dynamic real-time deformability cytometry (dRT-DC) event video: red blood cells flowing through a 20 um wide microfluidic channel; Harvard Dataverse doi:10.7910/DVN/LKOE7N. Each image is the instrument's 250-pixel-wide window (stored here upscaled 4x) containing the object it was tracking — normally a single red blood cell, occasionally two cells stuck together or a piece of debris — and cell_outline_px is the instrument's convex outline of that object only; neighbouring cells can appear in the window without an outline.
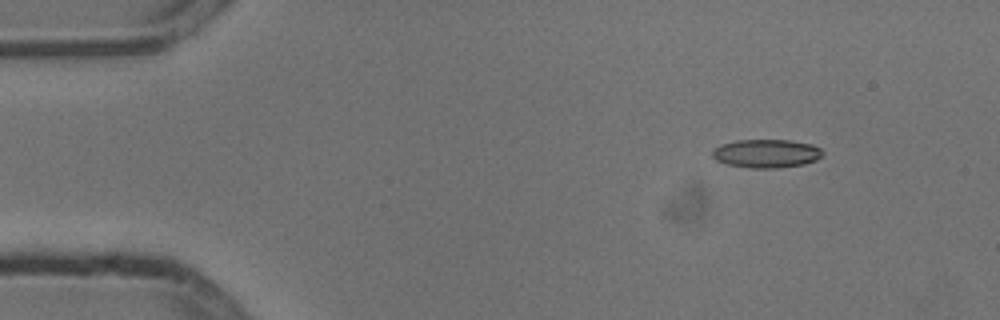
{"species": "common noctule bat (a hibernating species)", "species_latin": "Nyctalus noctula", "temperature_condition": "cold", "stored_images_in_passage": 8, "camera_frame_rate_fps": 3000, "um_per_image_px": 0.085, "animal": {"sex": "male", "body_mass_g": 13.3}, "frame": {"image": 1, "passage_image": 1, "time_ms": 0.0, "image_size_px": [1000, 320], "cell_outline_px": [[824, 152], [816, 160], [804, 164], [776, 168], [752, 168], [728, 164], [716, 160], [712, 156], [712, 148], [720, 144], [736, 140], [792, 140], [812, 144], [820, 148]], "centroid_in_image_um": [65.12, 13.03], "position_along_channel_um": 19.9, "area_um2": 18.38}}
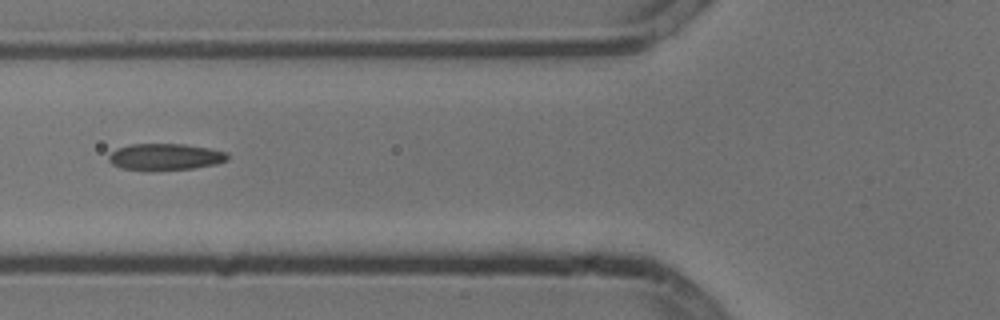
{"frame": {"image": 2, "passage_image": 5, "time_ms": 1.333, "image_size_px": [1000, 320], "cell_outline_px": [[228, 160], [216, 164], [192, 168], [120, 168], [112, 164], [108, 160], [108, 156], [116, 148], [132, 144], [184, 144], [208, 148], [228, 152]], "centroid_in_image_um": [14.07, 13.29], "position_along_channel_um": 111.7, "area_um2": 17.74}}
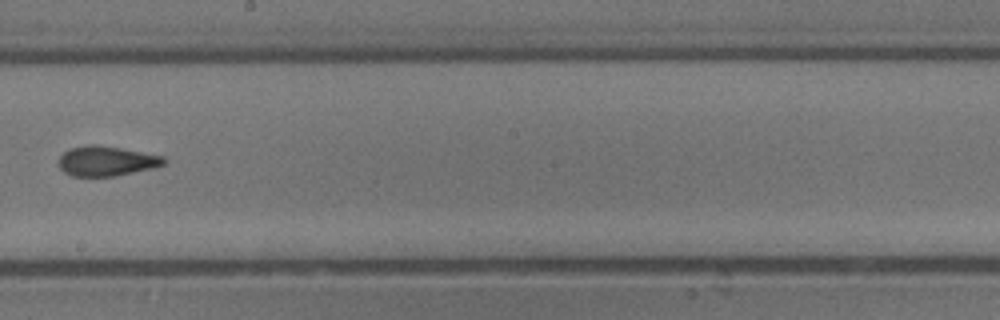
{"frame": {"image": 3, "passage_image": 8, "time_ms": 2.333, "image_size_px": [1000, 320], "cell_outline_px": [[168, 160], [164, 164], [156, 168], [116, 176], [72, 176], [64, 172], [56, 164], [56, 160], [68, 148], [84, 144], [96, 144], [120, 148], [164, 156]], "centroid_in_image_um": [9.02, 13.68], "position_along_channel_um": 239.2, "area_um2": 18.79}}